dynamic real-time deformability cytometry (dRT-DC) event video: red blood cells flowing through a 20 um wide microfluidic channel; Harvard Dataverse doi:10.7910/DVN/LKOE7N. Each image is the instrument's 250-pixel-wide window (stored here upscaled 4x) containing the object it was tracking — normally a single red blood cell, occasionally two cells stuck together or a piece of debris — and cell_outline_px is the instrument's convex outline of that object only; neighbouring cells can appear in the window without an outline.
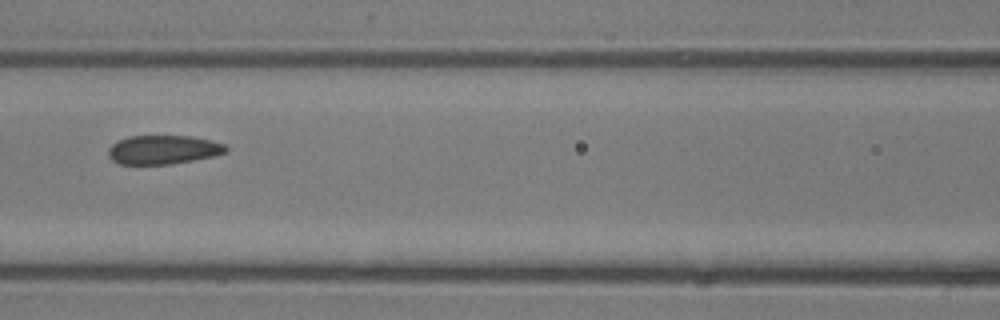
{"species": "common noctule bat (a hibernating species)", "species_latin": "Nyctalus noctula", "temperature_condition": "room temperature", "stored_images_in_passage": 7, "camera_frame_rate_fps": 3000, "um_per_image_px": 0.085, "animal": {"sex": "male", "body_mass_g": 13.3}, "frame": {"image": 1, "passage_image": 6, "time_ms": 1.667, "image_size_px": [1000, 320], "cell_outline_px": [[228, 152], [212, 156], [192, 160], [168, 164], [120, 164], [112, 160], [108, 156], [108, 148], [112, 144], [128, 136], [192, 136], [224, 144], [228, 148]], "centroid_in_image_um": [13.85, 12.72], "position_along_channel_um": 152.7, "area_um2": 19.65}}
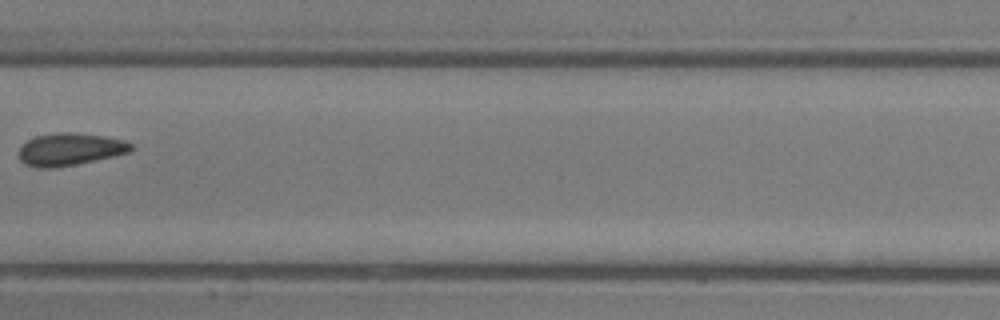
{"frame": {"image": 2, "passage_image": 7, "time_ms": 2.0, "image_size_px": [1000, 320], "cell_outline_px": [[136, 148], [128, 152], [112, 156], [76, 164], [52, 168], [36, 168], [24, 164], [20, 160], [20, 148], [28, 140], [36, 136], [60, 132], [72, 132], [104, 136], [124, 140], [132, 144]], "centroid_in_image_um": [5.95, 12.69], "position_along_channel_um": 201.4, "area_um2": 21.04}}